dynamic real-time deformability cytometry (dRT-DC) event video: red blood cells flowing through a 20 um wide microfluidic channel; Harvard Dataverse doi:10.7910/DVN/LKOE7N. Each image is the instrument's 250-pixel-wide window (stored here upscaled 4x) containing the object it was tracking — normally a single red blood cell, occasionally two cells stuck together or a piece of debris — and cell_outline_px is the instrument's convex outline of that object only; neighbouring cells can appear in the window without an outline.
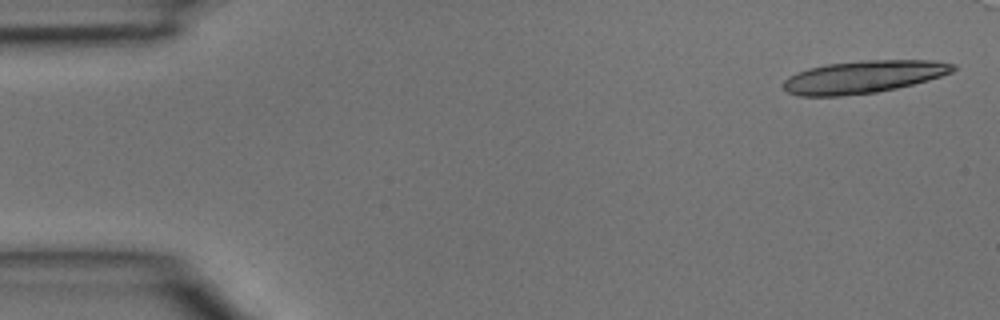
{"species": "common noctule bat (a hibernating species)", "species_latin": "Nyctalus noctula", "temperature_condition": "room temperature", "stored_images_in_passage": 4, "camera_frame_rate_fps": 3000, "um_per_image_px": 0.085, "animal": {"sex": "male", "body_mass_g": 15.6}, "frame": {"image": 1, "passage_image": 1, "time_ms": 0.0, "image_size_px": [1000, 320], "cell_outline_px": [[956, 68], [952, 72], [928, 80], [896, 88], [876, 92], [840, 96], [800, 96], [788, 92], [784, 88], [784, 80], [788, 76], [796, 72], [808, 68], [824, 64], [860, 60], [932, 60], [956, 64]], "centroid_in_image_um": [73.37, 6.52], "position_along_channel_um": 11.6, "area_um2": 32.25}}